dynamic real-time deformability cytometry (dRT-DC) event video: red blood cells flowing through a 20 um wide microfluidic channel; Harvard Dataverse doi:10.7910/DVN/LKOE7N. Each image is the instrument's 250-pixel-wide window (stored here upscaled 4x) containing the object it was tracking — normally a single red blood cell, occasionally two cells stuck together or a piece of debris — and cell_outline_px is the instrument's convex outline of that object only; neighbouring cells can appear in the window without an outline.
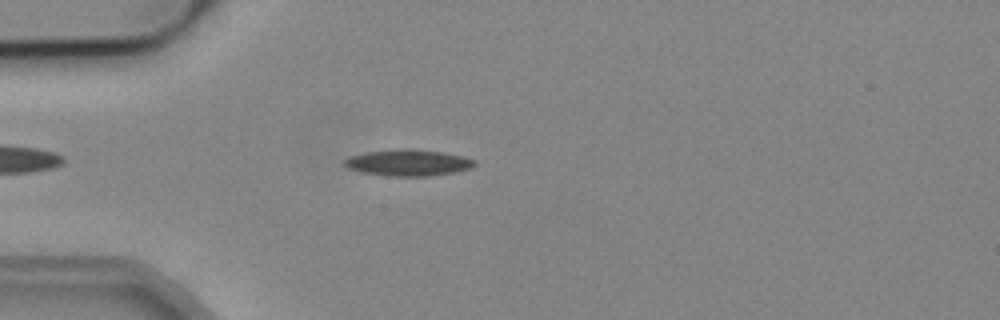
{"species": "common noctule bat (a hibernating species)", "species_latin": "Nyctalus noctula", "temperature_condition": "cold", "stored_images_in_passage": 42, "camera_frame_rate_fps": 3000, "um_per_image_px": 0.085, "animal": {"sex": "male", "body_mass_g": 19.2, "forearm_length_mm": 51.8}, "frame": {"image": 1, "passage_image": 7, "time_ms": 2.0, "image_size_px": [1000, 320], "cell_outline_px": [[476, 164], [472, 168], [456, 172], [428, 176], [388, 176], [360, 172], [348, 168], [340, 164], [348, 156], [368, 152], [400, 148], [412, 148], [444, 152], [464, 156], [476, 160]], "centroid_in_image_um": [34.69, 13.82], "position_along_channel_um": 50.3, "area_um2": 20.4}}
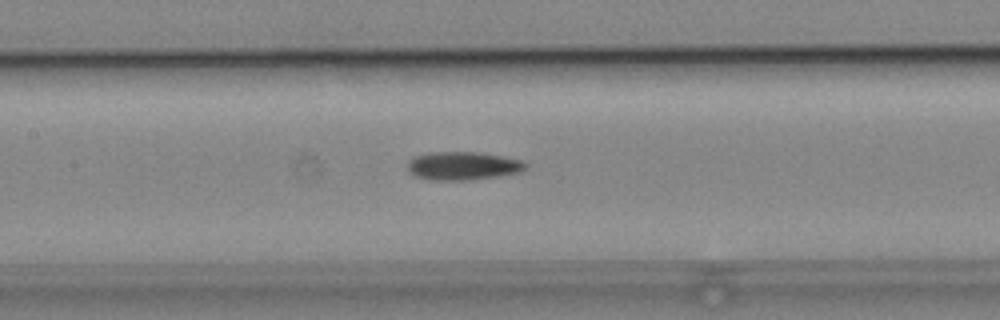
{"frame": {"image": 2, "passage_image": 17, "time_ms": 5.333, "image_size_px": [1000, 320], "cell_outline_px": [[528, 168], [520, 172], [500, 176], [468, 180], [432, 180], [416, 176], [408, 172], [408, 160], [416, 156], [432, 152], [476, 152], [504, 156], [520, 160], [528, 164]], "centroid_in_image_um": [39.37, 14.1], "position_along_channel_um": 168.0, "area_um2": 19.54}}
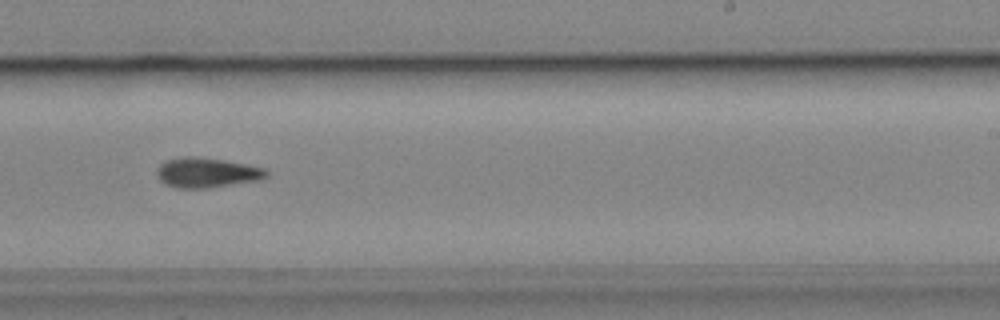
{"frame": {"image": 3, "passage_image": 25, "time_ms": 8.0, "image_size_px": [1000, 320], "cell_outline_px": [[268, 176], [264, 180], [208, 188], [176, 188], [164, 184], [160, 180], [156, 172], [160, 164], [168, 160], [184, 156], [192, 156], [220, 160], [244, 164], [264, 168], [268, 172]], "centroid_in_image_um": [17.6, 14.7], "position_along_channel_um": 271.4, "area_um2": 19.07}}